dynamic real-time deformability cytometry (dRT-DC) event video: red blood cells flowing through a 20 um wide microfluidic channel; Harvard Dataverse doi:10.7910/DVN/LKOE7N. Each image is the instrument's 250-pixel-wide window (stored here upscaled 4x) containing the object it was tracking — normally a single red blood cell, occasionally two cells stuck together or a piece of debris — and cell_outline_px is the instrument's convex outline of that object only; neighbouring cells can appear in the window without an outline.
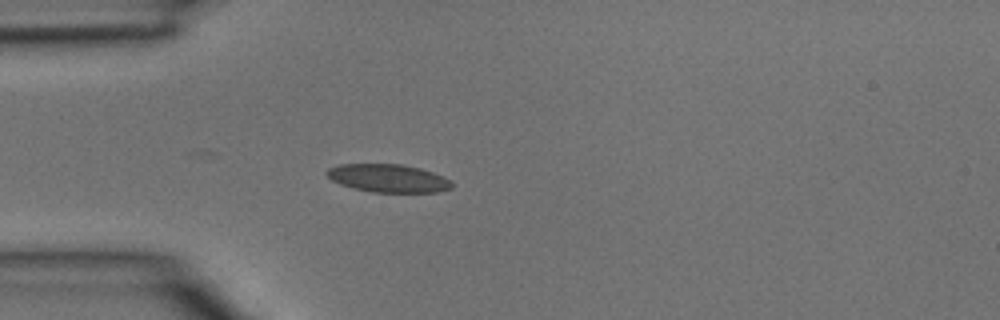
{"species": "common noctule bat (a hibernating species)", "species_latin": "Nyctalus noctula", "temperature_condition": "room temperature", "stored_images_in_passage": 4, "camera_frame_rate_fps": 3000, "um_per_image_px": 0.085, "animal": {"sex": "male", "body_mass_g": 15.6}, "frame": {"image": 1, "passage_image": 4, "time_ms": 1.0, "image_size_px": [1000, 320], "cell_outline_px": [[452, 188], [436, 192], [372, 192], [352, 188], [340, 184], [332, 180], [324, 172], [328, 168], [340, 164], [400, 164], [420, 168], [432, 172], [452, 180]], "centroid_in_image_um": [32.98, 15.15], "position_along_channel_um": 52.0, "area_um2": 20.46}}